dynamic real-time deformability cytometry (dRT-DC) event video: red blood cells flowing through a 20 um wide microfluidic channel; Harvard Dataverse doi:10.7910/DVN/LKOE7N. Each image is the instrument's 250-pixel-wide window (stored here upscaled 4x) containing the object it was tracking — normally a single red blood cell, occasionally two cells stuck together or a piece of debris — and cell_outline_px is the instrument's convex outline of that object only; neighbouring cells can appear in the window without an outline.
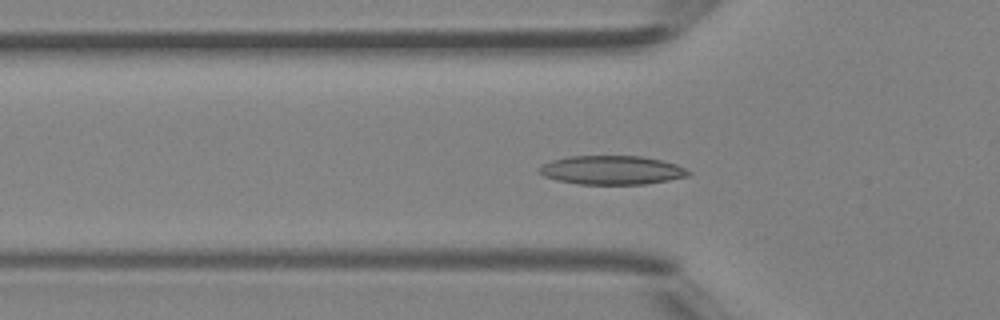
{"species": "Egyptian fruit bat (a non-hibernating species)", "species_latin": "Rousettus aegyptiacus", "temperature_condition": "room temperature", "stored_images_in_passage": 43, "camera_frame_rate_fps": 3000, "um_per_image_px": 0.085, "animal": {"sex": "female"}, "frame": {"image": 1, "passage_image": 13, "time_ms": 4.0, "image_size_px": [1000, 320], "cell_outline_px": [[692, 172], [688, 176], [668, 180], [644, 184], [580, 184], [556, 180], [544, 176], [536, 172], [536, 168], [552, 160], [568, 156], [640, 156], [660, 160], [676, 164]], "centroid_in_image_um": [51.96, 14.46], "position_along_channel_um": 73.8, "area_um2": 25.09}}
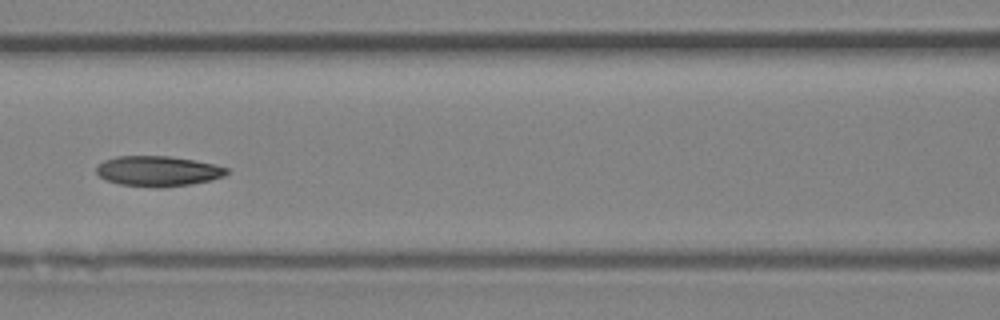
{"frame": {"image": 2, "passage_image": 18, "time_ms": 5.667, "image_size_px": [1000, 320], "cell_outline_px": [[228, 172], [224, 176], [192, 184], [160, 188], [156, 188], [120, 184], [108, 180], [100, 176], [96, 172], [96, 164], [104, 160], [116, 156], [168, 156], [196, 160], [216, 164], [228, 168]], "centroid_in_image_um": [13.42, 14.54], "position_along_channel_um": 153.2, "area_um2": 23.12}}
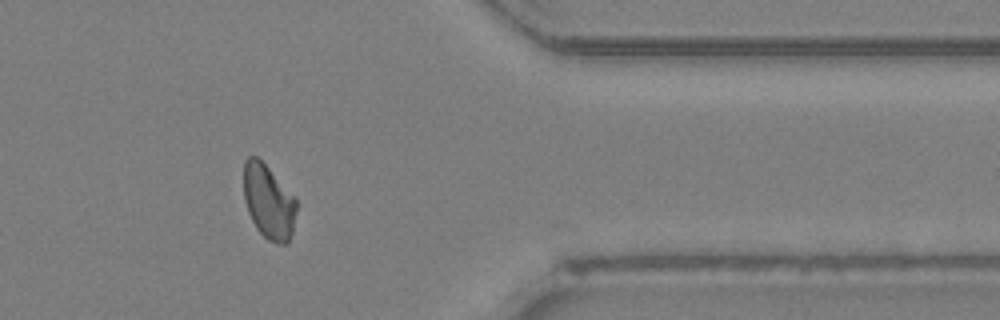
{"frame": {"image": 3, "passage_image": 34, "time_ms": 11.0, "image_size_px": [1000, 320], "cell_outline_px": [[296, 212], [292, 232], [288, 244], [276, 244], [268, 240], [256, 228], [248, 212], [244, 200], [244, 160], [248, 156], [256, 156], [296, 196]], "centroid_in_image_um": [22.84, 17.16], "position_along_channel_um": 388.6, "area_um2": 22.95}}